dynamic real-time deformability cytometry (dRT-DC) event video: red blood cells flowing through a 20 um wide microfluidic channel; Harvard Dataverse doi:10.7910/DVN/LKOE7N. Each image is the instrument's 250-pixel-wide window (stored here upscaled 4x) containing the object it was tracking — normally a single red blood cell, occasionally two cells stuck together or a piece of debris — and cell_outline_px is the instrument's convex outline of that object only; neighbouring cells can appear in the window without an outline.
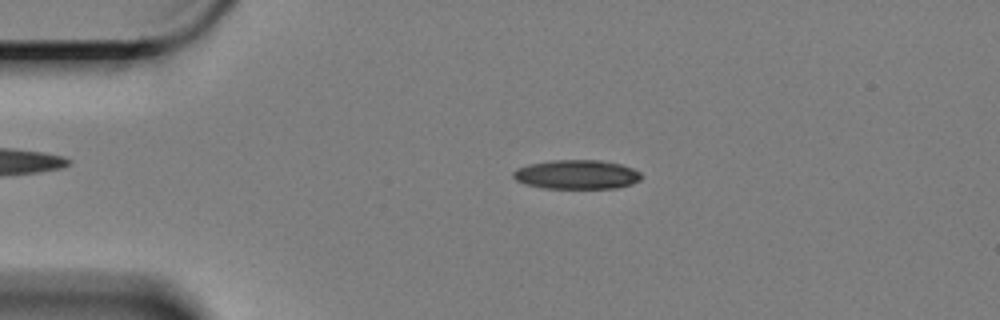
{"species": "Egyptian fruit bat (a non-hibernating species)", "species_latin": "Rousettus aegyptiacus", "temperature_condition": "cold", "stored_images_in_passage": 59, "camera_frame_rate_fps": 3000, "um_per_image_px": 0.085, "animal": {"sex": "female"}, "frame": {"image": 1, "passage_image": 12, "time_ms": 3.667, "image_size_px": [1000, 320], "cell_outline_px": [[644, 176], [640, 180], [632, 184], [616, 188], [544, 188], [524, 184], [516, 180], [512, 176], [512, 172], [516, 168], [528, 164], [552, 160], [604, 160], [620, 164], [632, 168], [640, 172]], "centroid_in_image_um": [49.02, 14.83], "position_along_channel_um": 36.0, "area_um2": 22.02}}
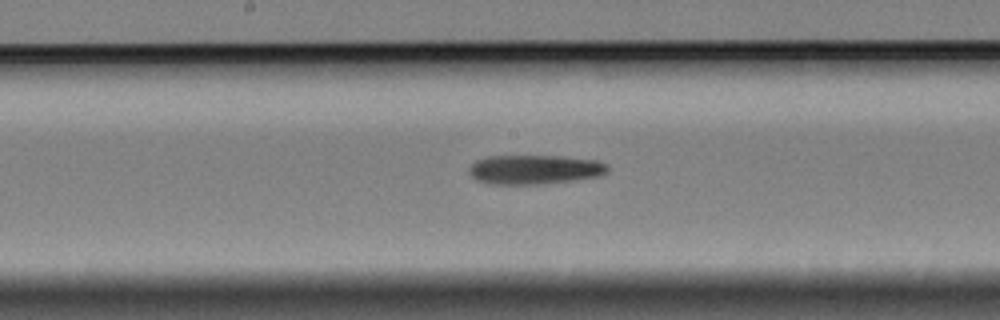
{"frame": {"image": 2, "passage_image": 30, "time_ms": 9.667, "image_size_px": [1000, 320], "cell_outline_px": [[608, 172], [600, 176], [544, 184], [488, 184], [476, 180], [468, 172], [468, 168], [476, 160], [488, 156], [560, 156], [596, 160], [608, 164]], "centroid_in_image_um": [45.43, 14.41], "position_along_channel_um": 202.8, "area_um2": 23.81}}
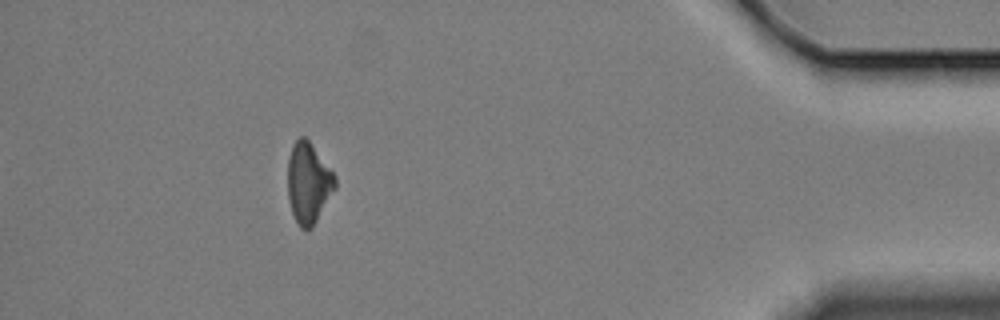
{"frame": {"image": 3, "passage_image": 53, "time_ms": 17.333, "image_size_px": [1000, 320], "cell_outline_px": [[336, 188], [312, 228], [300, 228], [292, 212], [288, 200], [288, 160], [292, 144], [300, 136], [304, 136], [308, 140], [336, 176]], "centroid_in_image_um": [26.21, 15.55], "position_along_channel_um": 409.0, "area_um2": 22.14}, "authors_computed_cell_mechanics": {"area_um2": 22.9466, "velocity_mm_per_s": 3.3666, "shape_relaxation_time_tau1_ms": 8.9407, "shape_relaxation_time_tau2_ms": null, "deformation_change_tau1": 0.1904, "deformation_change_tau2": null}}